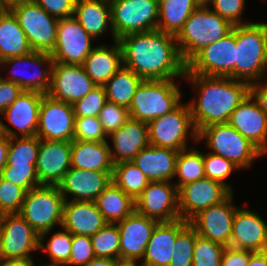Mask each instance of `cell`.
I'll list each match as a JSON object with an SVG mask.
<instances>
[{
    "instance_id": "obj_40",
    "label": "cell",
    "mask_w": 267,
    "mask_h": 266,
    "mask_svg": "<svg viewBox=\"0 0 267 266\" xmlns=\"http://www.w3.org/2000/svg\"><path fill=\"white\" fill-rule=\"evenodd\" d=\"M39 144L37 136L10 138L6 164L35 165Z\"/></svg>"
},
{
    "instance_id": "obj_52",
    "label": "cell",
    "mask_w": 267,
    "mask_h": 266,
    "mask_svg": "<svg viewBox=\"0 0 267 266\" xmlns=\"http://www.w3.org/2000/svg\"><path fill=\"white\" fill-rule=\"evenodd\" d=\"M77 0H35L48 14L58 19L71 17Z\"/></svg>"
},
{
    "instance_id": "obj_16",
    "label": "cell",
    "mask_w": 267,
    "mask_h": 266,
    "mask_svg": "<svg viewBox=\"0 0 267 266\" xmlns=\"http://www.w3.org/2000/svg\"><path fill=\"white\" fill-rule=\"evenodd\" d=\"M232 192L221 182L203 177L178 189L180 218L190 221L200 211L221 203Z\"/></svg>"
},
{
    "instance_id": "obj_44",
    "label": "cell",
    "mask_w": 267,
    "mask_h": 266,
    "mask_svg": "<svg viewBox=\"0 0 267 266\" xmlns=\"http://www.w3.org/2000/svg\"><path fill=\"white\" fill-rule=\"evenodd\" d=\"M203 162L205 177L221 182L231 192H234V190H232V186L226 182V179L233 171L239 170L238 167H236L228 159L210 152L203 153Z\"/></svg>"
},
{
    "instance_id": "obj_23",
    "label": "cell",
    "mask_w": 267,
    "mask_h": 266,
    "mask_svg": "<svg viewBox=\"0 0 267 266\" xmlns=\"http://www.w3.org/2000/svg\"><path fill=\"white\" fill-rule=\"evenodd\" d=\"M227 123L267 155V116L251 93L232 112Z\"/></svg>"
},
{
    "instance_id": "obj_59",
    "label": "cell",
    "mask_w": 267,
    "mask_h": 266,
    "mask_svg": "<svg viewBox=\"0 0 267 266\" xmlns=\"http://www.w3.org/2000/svg\"><path fill=\"white\" fill-rule=\"evenodd\" d=\"M247 266H267V261L259 252H252Z\"/></svg>"
},
{
    "instance_id": "obj_56",
    "label": "cell",
    "mask_w": 267,
    "mask_h": 266,
    "mask_svg": "<svg viewBox=\"0 0 267 266\" xmlns=\"http://www.w3.org/2000/svg\"><path fill=\"white\" fill-rule=\"evenodd\" d=\"M9 140L10 138L6 134L0 137V174L6 165Z\"/></svg>"
},
{
    "instance_id": "obj_10",
    "label": "cell",
    "mask_w": 267,
    "mask_h": 266,
    "mask_svg": "<svg viewBox=\"0 0 267 266\" xmlns=\"http://www.w3.org/2000/svg\"><path fill=\"white\" fill-rule=\"evenodd\" d=\"M27 36L33 51L51 53L57 39L59 19L48 14L35 1L10 9Z\"/></svg>"
},
{
    "instance_id": "obj_36",
    "label": "cell",
    "mask_w": 267,
    "mask_h": 266,
    "mask_svg": "<svg viewBox=\"0 0 267 266\" xmlns=\"http://www.w3.org/2000/svg\"><path fill=\"white\" fill-rule=\"evenodd\" d=\"M143 80L122 66L104 85L106 100L129 109L136 88Z\"/></svg>"
},
{
    "instance_id": "obj_42",
    "label": "cell",
    "mask_w": 267,
    "mask_h": 266,
    "mask_svg": "<svg viewBox=\"0 0 267 266\" xmlns=\"http://www.w3.org/2000/svg\"><path fill=\"white\" fill-rule=\"evenodd\" d=\"M195 229L188 224L177 236L169 266H192Z\"/></svg>"
},
{
    "instance_id": "obj_51",
    "label": "cell",
    "mask_w": 267,
    "mask_h": 266,
    "mask_svg": "<svg viewBox=\"0 0 267 266\" xmlns=\"http://www.w3.org/2000/svg\"><path fill=\"white\" fill-rule=\"evenodd\" d=\"M245 2L246 0H213L211 9L233 26L244 25L248 24L241 17L244 13Z\"/></svg>"
},
{
    "instance_id": "obj_49",
    "label": "cell",
    "mask_w": 267,
    "mask_h": 266,
    "mask_svg": "<svg viewBox=\"0 0 267 266\" xmlns=\"http://www.w3.org/2000/svg\"><path fill=\"white\" fill-rule=\"evenodd\" d=\"M108 137L98 117H75L73 140L107 141Z\"/></svg>"
},
{
    "instance_id": "obj_13",
    "label": "cell",
    "mask_w": 267,
    "mask_h": 266,
    "mask_svg": "<svg viewBox=\"0 0 267 266\" xmlns=\"http://www.w3.org/2000/svg\"><path fill=\"white\" fill-rule=\"evenodd\" d=\"M93 40L74 16L59 19L51 57L54 62L82 65L94 48Z\"/></svg>"
},
{
    "instance_id": "obj_19",
    "label": "cell",
    "mask_w": 267,
    "mask_h": 266,
    "mask_svg": "<svg viewBox=\"0 0 267 266\" xmlns=\"http://www.w3.org/2000/svg\"><path fill=\"white\" fill-rule=\"evenodd\" d=\"M96 86L86 74L83 65L53 62L51 84L46 94L72 105Z\"/></svg>"
},
{
    "instance_id": "obj_29",
    "label": "cell",
    "mask_w": 267,
    "mask_h": 266,
    "mask_svg": "<svg viewBox=\"0 0 267 266\" xmlns=\"http://www.w3.org/2000/svg\"><path fill=\"white\" fill-rule=\"evenodd\" d=\"M179 151L149 145L143 148L132 162L150 182H173Z\"/></svg>"
},
{
    "instance_id": "obj_27",
    "label": "cell",
    "mask_w": 267,
    "mask_h": 266,
    "mask_svg": "<svg viewBox=\"0 0 267 266\" xmlns=\"http://www.w3.org/2000/svg\"><path fill=\"white\" fill-rule=\"evenodd\" d=\"M188 224L181 218L172 222H159L146 246L141 264L169 266L177 236Z\"/></svg>"
},
{
    "instance_id": "obj_50",
    "label": "cell",
    "mask_w": 267,
    "mask_h": 266,
    "mask_svg": "<svg viewBox=\"0 0 267 266\" xmlns=\"http://www.w3.org/2000/svg\"><path fill=\"white\" fill-rule=\"evenodd\" d=\"M95 258L92 241L89 236L72 235V248L66 266H85Z\"/></svg>"
},
{
    "instance_id": "obj_9",
    "label": "cell",
    "mask_w": 267,
    "mask_h": 266,
    "mask_svg": "<svg viewBox=\"0 0 267 266\" xmlns=\"http://www.w3.org/2000/svg\"><path fill=\"white\" fill-rule=\"evenodd\" d=\"M114 37L157 30L159 0H111Z\"/></svg>"
},
{
    "instance_id": "obj_18",
    "label": "cell",
    "mask_w": 267,
    "mask_h": 266,
    "mask_svg": "<svg viewBox=\"0 0 267 266\" xmlns=\"http://www.w3.org/2000/svg\"><path fill=\"white\" fill-rule=\"evenodd\" d=\"M135 211L159 222L180 219L178 188L172 182H149L135 200Z\"/></svg>"
},
{
    "instance_id": "obj_32",
    "label": "cell",
    "mask_w": 267,
    "mask_h": 266,
    "mask_svg": "<svg viewBox=\"0 0 267 266\" xmlns=\"http://www.w3.org/2000/svg\"><path fill=\"white\" fill-rule=\"evenodd\" d=\"M71 167L93 171H113L108 141L72 140Z\"/></svg>"
},
{
    "instance_id": "obj_7",
    "label": "cell",
    "mask_w": 267,
    "mask_h": 266,
    "mask_svg": "<svg viewBox=\"0 0 267 266\" xmlns=\"http://www.w3.org/2000/svg\"><path fill=\"white\" fill-rule=\"evenodd\" d=\"M64 202L58 186L40 185L26 192L19 215L47 237L55 226L62 227Z\"/></svg>"
},
{
    "instance_id": "obj_14",
    "label": "cell",
    "mask_w": 267,
    "mask_h": 266,
    "mask_svg": "<svg viewBox=\"0 0 267 266\" xmlns=\"http://www.w3.org/2000/svg\"><path fill=\"white\" fill-rule=\"evenodd\" d=\"M233 192L221 203L210 206L195 215L189 224L206 239L230 246L233 218L238 206L233 204Z\"/></svg>"
},
{
    "instance_id": "obj_8",
    "label": "cell",
    "mask_w": 267,
    "mask_h": 266,
    "mask_svg": "<svg viewBox=\"0 0 267 266\" xmlns=\"http://www.w3.org/2000/svg\"><path fill=\"white\" fill-rule=\"evenodd\" d=\"M191 130V131H190ZM149 144L182 151L188 147L187 138L196 144L197 131L193 125L188 103H180L174 110L148 122ZM189 133V136H188Z\"/></svg>"
},
{
    "instance_id": "obj_1",
    "label": "cell",
    "mask_w": 267,
    "mask_h": 266,
    "mask_svg": "<svg viewBox=\"0 0 267 266\" xmlns=\"http://www.w3.org/2000/svg\"><path fill=\"white\" fill-rule=\"evenodd\" d=\"M123 66L142 80L184 78L183 61L174 35L159 30L138 32L118 39Z\"/></svg>"
},
{
    "instance_id": "obj_33",
    "label": "cell",
    "mask_w": 267,
    "mask_h": 266,
    "mask_svg": "<svg viewBox=\"0 0 267 266\" xmlns=\"http://www.w3.org/2000/svg\"><path fill=\"white\" fill-rule=\"evenodd\" d=\"M33 50L16 16L10 9L0 11V61L23 56Z\"/></svg>"
},
{
    "instance_id": "obj_58",
    "label": "cell",
    "mask_w": 267,
    "mask_h": 266,
    "mask_svg": "<svg viewBox=\"0 0 267 266\" xmlns=\"http://www.w3.org/2000/svg\"><path fill=\"white\" fill-rule=\"evenodd\" d=\"M116 263V259L95 257L85 266H115Z\"/></svg>"
},
{
    "instance_id": "obj_6",
    "label": "cell",
    "mask_w": 267,
    "mask_h": 266,
    "mask_svg": "<svg viewBox=\"0 0 267 266\" xmlns=\"http://www.w3.org/2000/svg\"><path fill=\"white\" fill-rule=\"evenodd\" d=\"M174 79L143 80L129 106L130 118L149 122L174 110L182 101Z\"/></svg>"
},
{
    "instance_id": "obj_62",
    "label": "cell",
    "mask_w": 267,
    "mask_h": 266,
    "mask_svg": "<svg viewBox=\"0 0 267 266\" xmlns=\"http://www.w3.org/2000/svg\"><path fill=\"white\" fill-rule=\"evenodd\" d=\"M213 0H194L197 7H210Z\"/></svg>"
},
{
    "instance_id": "obj_2",
    "label": "cell",
    "mask_w": 267,
    "mask_h": 266,
    "mask_svg": "<svg viewBox=\"0 0 267 266\" xmlns=\"http://www.w3.org/2000/svg\"><path fill=\"white\" fill-rule=\"evenodd\" d=\"M198 98L188 103L197 133L212 124L227 123L232 112L251 93V85L230 77L206 76L186 72Z\"/></svg>"
},
{
    "instance_id": "obj_17",
    "label": "cell",
    "mask_w": 267,
    "mask_h": 266,
    "mask_svg": "<svg viewBox=\"0 0 267 266\" xmlns=\"http://www.w3.org/2000/svg\"><path fill=\"white\" fill-rule=\"evenodd\" d=\"M53 62L54 60L51 57L50 53L32 51L31 53L23 56L11 57L1 61L0 71L4 67L7 68L9 65L13 66L9 72L11 73L10 76H7L5 78L2 75L0 76L4 80H8L18 84L24 91H36L42 94H46L51 84ZM26 64H29L30 66L33 65L36 68L37 67L39 68L36 71L34 70L35 72L33 74L31 73V75L30 74L25 75L23 74L24 71L21 72V70L17 69V67L20 65L26 67ZM23 66L20 67L22 68Z\"/></svg>"
},
{
    "instance_id": "obj_25",
    "label": "cell",
    "mask_w": 267,
    "mask_h": 266,
    "mask_svg": "<svg viewBox=\"0 0 267 266\" xmlns=\"http://www.w3.org/2000/svg\"><path fill=\"white\" fill-rule=\"evenodd\" d=\"M107 138H111V145L113 143V148L109 144L113 165L132 161L143 148L150 145L148 123L130 118Z\"/></svg>"
},
{
    "instance_id": "obj_47",
    "label": "cell",
    "mask_w": 267,
    "mask_h": 266,
    "mask_svg": "<svg viewBox=\"0 0 267 266\" xmlns=\"http://www.w3.org/2000/svg\"><path fill=\"white\" fill-rule=\"evenodd\" d=\"M104 86H96L79 101L72 104L75 117H98L106 102Z\"/></svg>"
},
{
    "instance_id": "obj_64",
    "label": "cell",
    "mask_w": 267,
    "mask_h": 266,
    "mask_svg": "<svg viewBox=\"0 0 267 266\" xmlns=\"http://www.w3.org/2000/svg\"><path fill=\"white\" fill-rule=\"evenodd\" d=\"M2 118L0 119V137L5 135L4 126H3Z\"/></svg>"
},
{
    "instance_id": "obj_3",
    "label": "cell",
    "mask_w": 267,
    "mask_h": 266,
    "mask_svg": "<svg viewBox=\"0 0 267 266\" xmlns=\"http://www.w3.org/2000/svg\"><path fill=\"white\" fill-rule=\"evenodd\" d=\"M235 80L259 81L267 73V23L235 25Z\"/></svg>"
},
{
    "instance_id": "obj_45",
    "label": "cell",
    "mask_w": 267,
    "mask_h": 266,
    "mask_svg": "<svg viewBox=\"0 0 267 266\" xmlns=\"http://www.w3.org/2000/svg\"><path fill=\"white\" fill-rule=\"evenodd\" d=\"M26 192L0 175V215L19 214Z\"/></svg>"
},
{
    "instance_id": "obj_34",
    "label": "cell",
    "mask_w": 267,
    "mask_h": 266,
    "mask_svg": "<svg viewBox=\"0 0 267 266\" xmlns=\"http://www.w3.org/2000/svg\"><path fill=\"white\" fill-rule=\"evenodd\" d=\"M95 202L106 223L117 224L135 211V200L113 182Z\"/></svg>"
},
{
    "instance_id": "obj_21",
    "label": "cell",
    "mask_w": 267,
    "mask_h": 266,
    "mask_svg": "<svg viewBox=\"0 0 267 266\" xmlns=\"http://www.w3.org/2000/svg\"><path fill=\"white\" fill-rule=\"evenodd\" d=\"M35 167L40 185L57 186L71 168V142L40 139Z\"/></svg>"
},
{
    "instance_id": "obj_11",
    "label": "cell",
    "mask_w": 267,
    "mask_h": 266,
    "mask_svg": "<svg viewBox=\"0 0 267 266\" xmlns=\"http://www.w3.org/2000/svg\"><path fill=\"white\" fill-rule=\"evenodd\" d=\"M235 26L224 38L198 51L187 63L186 72L235 79Z\"/></svg>"
},
{
    "instance_id": "obj_65",
    "label": "cell",
    "mask_w": 267,
    "mask_h": 266,
    "mask_svg": "<svg viewBox=\"0 0 267 266\" xmlns=\"http://www.w3.org/2000/svg\"><path fill=\"white\" fill-rule=\"evenodd\" d=\"M39 266H66V265H64V264H42V265H39Z\"/></svg>"
},
{
    "instance_id": "obj_48",
    "label": "cell",
    "mask_w": 267,
    "mask_h": 266,
    "mask_svg": "<svg viewBox=\"0 0 267 266\" xmlns=\"http://www.w3.org/2000/svg\"><path fill=\"white\" fill-rule=\"evenodd\" d=\"M98 119L103 126L104 132L109 136L130 119V113L127 108L106 101L99 112Z\"/></svg>"
},
{
    "instance_id": "obj_60",
    "label": "cell",
    "mask_w": 267,
    "mask_h": 266,
    "mask_svg": "<svg viewBox=\"0 0 267 266\" xmlns=\"http://www.w3.org/2000/svg\"><path fill=\"white\" fill-rule=\"evenodd\" d=\"M31 1L35 0H0V6L2 9H11L13 6H16L18 4Z\"/></svg>"
},
{
    "instance_id": "obj_20",
    "label": "cell",
    "mask_w": 267,
    "mask_h": 266,
    "mask_svg": "<svg viewBox=\"0 0 267 266\" xmlns=\"http://www.w3.org/2000/svg\"><path fill=\"white\" fill-rule=\"evenodd\" d=\"M112 173L113 171L71 167L57 186L65 201L95 202L104 189L112 183Z\"/></svg>"
},
{
    "instance_id": "obj_22",
    "label": "cell",
    "mask_w": 267,
    "mask_h": 266,
    "mask_svg": "<svg viewBox=\"0 0 267 266\" xmlns=\"http://www.w3.org/2000/svg\"><path fill=\"white\" fill-rule=\"evenodd\" d=\"M44 94L36 91H24L1 114L19 132L3 123L5 134L9 138L36 136L39 124V109ZM19 133V134H18Z\"/></svg>"
},
{
    "instance_id": "obj_57",
    "label": "cell",
    "mask_w": 267,
    "mask_h": 266,
    "mask_svg": "<svg viewBox=\"0 0 267 266\" xmlns=\"http://www.w3.org/2000/svg\"><path fill=\"white\" fill-rule=\"evenodd\" d=\"M0 266H36L33 258L0 260Z\"/></svg>"
},
{
    "instance_id": "obj_5",
    "label": "cell",
    "mask_w": 267,
    "mask_h": 266,
    "mask_svg": "<svg viewBox=\"0 0 267 266\" xmlns=\"http://www.w3.org/2000/svg\"><path fill=\"white\" fill-rule=\"evenodd\" d=\"M197 141H204L210 153L222 156L239 169L251 167L256 158L265 154L228 123L212 124L197 133Z\"/></svg>"
},
{
    "instance_id": "obj_38",
    "label": "cell",
    "mask_w": 267,
    "mask_h": 266,
    "mask_svg": "<svg viewBox=\"0 0 267 266\" xmlns=\"http://www.w3.org/2000/svg\"><path fill=\"white\" fill-rule=\"evenodd\" d=\"M192 147L179 151L175 171V178L179 177V180L174 183L178 189L205 177L203 152Z\"/></svg>"
},
{
    "instance_id": "obj_53",
    "label": "cell",
    "mask_w": 267,
    "mask_h": 266,
    "mask_svg": "<svg viewBox=\"0 0 267 266\" xmlns=\"http://www.w3.org/2000/svg\"><path fill=\"white\" fill-rule=\"evenodd\" d=\"M24 90L16 83L4 80L0 76V116L2 112L9 107Z\"/></svg>"
},
{
    "instance_id": "obj_12",
    "label": "cell",
    "mask_w": 267,
    "mask_h": 266,
    "mask_svg": "<svg viewBox=\"0 0 267 266\" xmlns=\"http://www.w3.org/2000/svg\"><path fill=\"white\" fill-rule=\"evenodd\" d=\"M39 251V235L19 215H0V260L32 258Z\"/></svg>"
},
{
    "instance_id": "obj_37",
    "label": "cell",
    "mask_w": 267,
    "mask_h": 266,
    "mask_svg": "<svg viewBox=\"0 0 267 266\" xmlns=\"http://www.w3.org/2000/svg\"><path fill=\"white\" fill-rule=\"evenodd\" d=\"M112 182L136 200L150 181L132 161H129L113 165Z\"/></svg>"
},
{
    "instance_id": "obj_4",
    "label": "cell",
    "mask_w": 267,
    "mask_h": 266,
    "mask_svg": "<svg viewBox=\"0 0 267 266\" xmlns=\"http://www.w3.org/2000/svg\"><path fill=\"white\" fill-rule=\"evenodd\" d=\"M233 25L211 7H197L175 36L180 55L187 63L202 48L224 38Z\"/></svg>"
},
{
    "instance_id": "obj_55",
    "label": "cell",
    "mask_w": 267,
    "mask_h": 266,
    "mask_svg": "<svg viewBox=\"0 0 267 266\" xmlns=\"http://www.w3.org/2000/svg\"><path fill=\"white\" fill-rule=\"evenodd\" d=\"M267 79L261 78L259 81L251 84V94L260 104L262 111L267 116ZM265 81V82H264Z\"/></svg>"
},
{
    "instance_id": "obj_54",
    "label": "cell",
    "mask_w": 267,
    "mask_h": 266,
    "mask_svg": "<svg viewBox=\"0 0 267 266\" xmlns=\"http://www.w3.org/2000/svg\"><path fill=\"white\" fill-rule=\"evenodd\" d=\"M251 253L249 250L228 246L223 251L221 266H247Z\"/></svg>"
},
{
    "instance_id": "obj_35",
    "label": "cell",
    "mask_w": 267,
    "mask_h": 266,
    "mask_svg": "<svg viewBox=\"0 0 267 266\" xmlns=\"http://www.w3.org/2000/svg\"><path fill=\"white\" fill-rule=\"evenodd\" d=\"M196 8L194 0H159L157 30L176 36Z\"/></svg>"
},
{
    "instance_id": "obj_61",
    "label": "cell",
    "mask_w": 267,
    "mask_h": 266,
    "mask_svg": "<svg viewBox=\"0 0 267 266\" xmlns=\"http://www.w3.org/2000/svg\"><path fill=\"white\" fill-rule=\"evenodd\" d=\"M139 260L118 259L115 266H138L136 263ZM141 266H144L143 264Z\"/></svg>"
},
{
    "instance_id": "obj_31",
    "label": "cell",
    "mask_w": 267,
    "mask_h": 266,
    "mask_svg": "<svg viewBox=\"0 0 267 266\" xmlns=\"http://www.w3.org/2000/svg\"><path fill=\"white\" fill-rule=\"evenodd\" d=\"M73 16L93 39L101 38L109 30L113 42L117 40L111 23L110 1L77 0Z\"/></svg>"
},
{
    "instance_id": "obj_24",
    "label": "cell",
    "mask_w": 267,
    "mask_h": 266,
    "mask_svg": "<svg viewBox=\"0 0 267 266\" xmlns=\"http://www.w3.org/2000/svg\"><path fill=\"white\" fill-rule=\"evenodd\" d=\"M159 223L134 211L117 223L120 232V259L142 260L146 246Z\"/></svg>"
},
{
    "instance_id": "obj_43",
    "label": "cell",
    "mask_w": 267,
    "mask_h": 266,
    "mask_svg": "<svg viewBox=\"0 0 267 266\" xmlns=\"http://www.w3.org/2000/svg\"><path fill=\"white\" fill-rule=\"evenodd\" d=\"M226 247L212 242L196 233L192 266H221V258Z\"/></svg>"
},
{
    "instance_id": "obj_28",
    "label": "cell",
    "mask_w": 267,
    "mask_h": 266,
    "mask_svg": "<svg viewBox=\"0 0 267 266\" xmlns=\"http://www.w3.org/2000/svg\"><path fill=\"white\" fill-rule=\"evenodd\" d=\"M96 202L65 201L62 227L72 235L91 237L106 225Z\"/></svg>"
},
{
    "instance_id": "obj_41",
    "label": "cell",
    "mask_w": 267,
    "mask_h": 266,
    "mask_svg": "<svg viewBox=\"0 0 267 266\" xmlns=\"http://www.w3.org/2000/svg\"><path fill=\"white\" fill-rule=\"evenodd\" d=\"M90 238L95 257L120 259V232L117 224L107 223Z\"/></svg>"
},
{
    "instance_id": "obj_46",
    "label": "cell",
    "mask_w": 267,
    "mask_h": 266,
    "mask_svg": "<svg viewBox=\"0 0 267 266\" xmlns=\"http://www.w3.org/2000/svg\"><path fill=\"white\" fill-rule=\"evenodd\" d=\"M0 175L26 191L40 186L35 165L6 164Z\"/></svg>"
},
{
    "instance_id": "obj_30",
    "label": "cell",
    "mask_w": 267,
    "mask_h": 266,
    "mask_svg": "<svg viewBox=\"0 0 267 266\" xmlns=\"http://www.w3.org/2000/svg\"><path fill=\"white\" fill-rule=\"evenodd\" d=\"M82 65L86 74L97 86H104L123 66L120 43L115 40L112 46L107 44L95 46Z\"/></svg>"
},
{
    "instance_id": "obj_15",
    "label": "cell",
    "mask_w": 267,
    "mask_h": 266,
    "mask_svg": "<svg viewBox=\"0 0 267 266\" xmlns=\"http://www.w3.org/2000/svg\"><path fill=\"white\" fill-rule=\"evenodd\" d=\"M74 127L73 106L44 94L39 109L36 136L44 140L71 142L74 137Z\"/></svg>"
},
{
    "instance_id": "obj_26",
    "label": "cell",
    "mask_w": 267,
    "mask_h": 266,
    "mask_svg": "<svg viewBox=\"0 0 267 266\" xmlns=\"http://www.w3.org/2000/svg\"><path fill=\"white\" fill-rule=\"evenodd\" d=\"M267 239V223L258 213L238 207L233 218L230 246L259 252Z\"/></svg>"
},
{
    "instance_id": "obj_39",
    "label": "cell",
    "mask_w": 267,
    "mask_h": 266,
    "mask_svg": "<svg viewBox=\"0 0 267 266\" xmlns=\"http://www.w3.org/2000/svg\"><path fill=\"white\" fill-rule=\"evenodd\" d=\"M61 231L54 232L48 240L45 235H39V251L48 253L50 264H64L69 262L72 248V234L61 227ZM44 241H48L46 244Z\"/></svg>"
},
{
    "instance_id": "obj_63",
    "label": "cell",
    "mask_w": 267,
    "mask_h": 266,
    "mask_svg": "<svg viewBox=\"0 0 267 266\" xmlns=\"http://www.w3.org/2000/svg\"><path fill=\"white\" fill-rule=\"evenodd\" d=\"M259 253L266 259L267 261V239L263 243V246L259 250Z\"/></svg>"
}]
</instances>
